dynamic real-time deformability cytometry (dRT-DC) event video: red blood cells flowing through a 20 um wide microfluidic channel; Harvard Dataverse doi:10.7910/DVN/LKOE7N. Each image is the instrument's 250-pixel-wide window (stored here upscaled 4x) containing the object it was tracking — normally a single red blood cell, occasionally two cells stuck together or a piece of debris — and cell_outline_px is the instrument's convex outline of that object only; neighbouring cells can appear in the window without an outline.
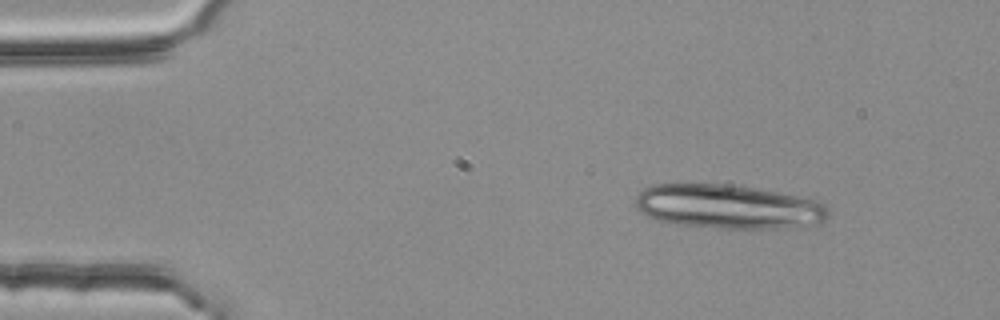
{"species": "common noctule bat (a hibernating species)", "species_latin": "Nyctalus noctula", "temperature_condition": "room temperature", "stored_images_in_passage": 4, "camera_frame_rate_fps": 3000, "um_per_image_px": 0.085, "animal": {"sex": "female", "body_mass_g": 25.1}, "frame": {"image": 1, "passage_image": 1, "time_ms": 0.0, "image_size_px": [1000, 320], "cell_outline_px": [[828, 216], [820, 224], [804, 228], [720, 228], [680, 224], [660, 220], [640, 212], [632, 204], [636, 196], [644, 188], [656, 184], [676, 180], [728, 184], [776, 192], [796, 196], [812, 200], [824, 204], [828, 208]], "centroid_in_image_um": [61.84, 17.53], "position_along_channel_um": 23.2, "area_um2": 50.58}}